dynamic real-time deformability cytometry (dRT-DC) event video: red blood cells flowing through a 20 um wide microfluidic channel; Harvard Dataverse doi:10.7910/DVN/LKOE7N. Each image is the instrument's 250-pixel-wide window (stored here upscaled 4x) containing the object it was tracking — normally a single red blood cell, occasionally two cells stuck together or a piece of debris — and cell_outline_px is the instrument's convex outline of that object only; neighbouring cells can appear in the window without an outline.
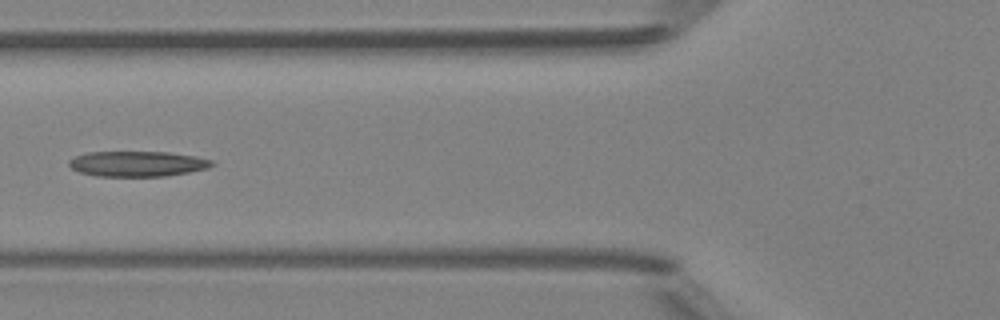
{"species": "Egyptian fruit bat (a non-hibernating species)", "species_latin": "Rousettus aegyptiacus", "temperature_condition": "room temperature", "stored_images_in_passage": 6, "camera_frame_rate_fps": 3000, "um_per_image_px": 0.085, "animal": {"sex": "female"}, "frame": {"image": 1, "passage_image": 6, "time_ms": 5.667, "image_size_px": [1000, 320], "cell_outline_px": [[216, 164], [208, 168], [188, 172], [164, 176], [96, 176], [80, 172], [72, 168], [68, 164], [68, 160], [76, 156], [88, 152], [168, 152], [196, 156], [212, 160]], "centroid_in_image_um": [11.69, 13.92], "position_along_channel_um": 114.1, "area_um2": 21.1}}